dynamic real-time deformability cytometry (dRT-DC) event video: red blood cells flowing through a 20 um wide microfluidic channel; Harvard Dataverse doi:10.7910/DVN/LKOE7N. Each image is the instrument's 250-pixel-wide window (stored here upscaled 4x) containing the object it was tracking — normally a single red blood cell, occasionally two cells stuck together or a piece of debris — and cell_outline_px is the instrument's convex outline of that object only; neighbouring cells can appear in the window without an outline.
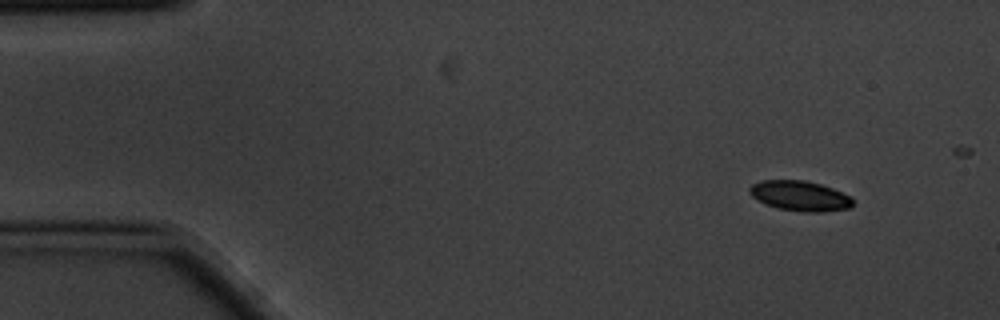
{"species": "common noctule bat (a hibernating species)", "species_latin": "Nyctalus noctula", "temperature_condition": "cold", "stored_images_in_passage": 4, "camera_frame_rate_fps": 3000, "um_per_image_px": 0.085, "animal": {"sex": "male", "body_mass_g": 20.1, "forearm_length_mm": 53.5}, "frame": {"image": 1, "passage_image": 1, "time_ms": 0.0, "image_size_px": [1000, 320], "cell_outline_px": [[852, 204], [848, 208], [824, 212], [804, 212], [780, 208], [768, 204], [752, 196], [748, 192], [748, 188], [752, 184], [760, 180], [804, 180], [820, 184], [832, 188], [848, 196], [852, 200]], "centroid_in_image_um": [67.96, 16.64], "position_along_channel_um": 17.0, "area_um2": 17.8}}